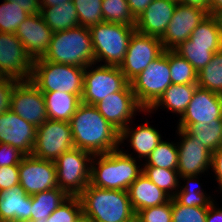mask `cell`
<instances>
[{
	"instance_id": "obj_26",
	"label": "cell",
	"mask_w": 222,
	"mask_h": 222,
	"mask_svg": "<svg viewBox=\"0 0 222 222\" xmlns=\"http://www.w3.org/2000/svg\"><path fill=\"white\" fill-rule=\"evenodd\" d=\"M197 86V84H171L146 112L157 110L163 105L171 112L174 111L173 113L182 116Z\"/></svg>"
},
{
	"instance_id": "obj_51",
	"label": "cell",
	"mask_w": 222,
	"mask_h": 222,
	"mask_svg": "<svg viewBox=\"0 0 222 222\" xmlns=\"http://www.w3.org/2000/svg\"><path fill=\"white\" fill-rule=\"evenodd\" d=\"M72 0H40V8L52 7Z\"/></svg>"
},
{
	"instance_id": "obj_25",
	"label": "cell",
	"mask_w": 222,
	"mask_h": 222,
	"mask_svg": "<svg viewBox=\"0 0 222 222\" xmlns=\"http://www.w3.org/2000/svg\"><path fill=\"white\" fill-rule=\"evenodd\" d=\"M47 109V118L50 120L69 122L78 106L82 103V95L66 92H42Z\"/></svg>"
},
{
	"instance_id": "obj_22",
	"label": "cell",
	"mask_w": 222,
	"mask_h": 222,
	"mask_svg": "<svg viewBox=\"0 0 222 222\" xmlns=\"http://www.w3.org/2000/svg\"><path fill=\"white\" fill-rule=\"evenodd\" d=\"M31 205V195H28L20 184L0 191V220L19 219L30 222Z\"/></svg>"
},
{
	"instance_id": "obj_35",
	"label": "cell",
	"mask_w": 222,
	"mask_h": 222,
	"mask_svg": "<svg viewBox=\"0 0 222 222\" xmlns=\"http://www.w3.org/2000/svg\"><path fill=\"white\" fill-rule=\"evenodd\" d=\"M181 179L183 178L184 180H187V185L182 186V189L177 190L176 194L174 195L173 199L181 205L184 206H194V207H209L214 200L210 199L211 197L205 196L206 193L204 191L202 192L203 189H201V186H193L194 184H191L193 179L198 178L197 176H183L180 177ZM194 187V188H193ZM196 189V190H195Z\"/></svg>"
},
{
	"instance_id": "obj_43",
	"label": "cell",
	"mask_w": 222,
	"mask_h": 222,
	"mask_svg": "<svg viewBox=\"0 0 222 222\" xmlns=\"http://www.w3.org/2000/svg\"><path fill=\"white\" fill-rule=\"evenodd\" d=\"M18 80L4 77L0 81V114L10 110L11 96Z\"/></svg>"
},
{
	"instance_id": "obj_20",
	"label": "cell",
	"mask_w": 222,
	"mask_h": 222,
	"mask_svg": "<svg viewBox=\"0 0 222 222\" xmlns=\"http://www.w3.org/2000/svg\"><path fill=\"white\" fill-rule=\"evenodd\" d=\"M16 37L33 59L42 57L48 50L53 32L39 14L30 15L18 27Z\"/></svg>"
},
{
	"instance_id": "obj_34",
	"label": "cell",
	"mask_w": 222,
	"mask_h": 222,
	"mask_svg": "<svg viewBox=\"0 0 222 222\" xmlns=\"http://www.w3.org/2000/svg\"><path fill=\"white\" fill-rule=\"evenodd\" d=\"M169 67L172 84H197L198 73L175 50H169Z\"/></svg>"
},
{
	"instance_id": "obj_32",
	"label": "cell",
	"mask_w": 222,
	"mask_h": 222,
	"mask_svg": "<svg viewBox=\"0 0 222 222\" xmlns=\"http://www.w3.org/2000/svg\"><path fill=\"white\" fill-rule=\"evenodd\" d=\"M178 159L177 144L162 140L147 157V162L144 164V167H159L177 170Z\"/></svg>"
},
{
	"instance_id": "obj_54",
	"label": "cell",
	"mask_w": 222,
	"mask_h": 222,
	"mask_svg": "<svg viewBox=\"0 0 222 222\" xmlns=\"http://www.w3.org/2000/svg\"><path fill=\"white\" fill-rule=\"evenodd\" d=\"M75 222H93L88 216L81 213L78 218L75 220Z\"/></svg>"
},
{
	"instance_id": "obj_3",
	"label": "cell",
	"mask_w": 222,
	"mask_h": 222,
	"mask_svg": "<svg viewBox=\"0 0 222 222\" xmlns=\"http://www.w3.org/2000/svg\"><path fill=\"white\" fill-rule=\"evenodd\" d=\"M135 159L120 148L93 155L89 184L103 189L128 191L130 185L142 174V168L139 169Z\"/></svg>"
},
{
	"instance_id": "obj_1",
	"label": "cell",
	"mask_w": 222,
	"mask_h": 222,
	"mask_svg": "<svg viewBox=\"0 0 222 222\" xmlns=\"http://www.w3.org/2000/svg\"><path fill=\"white\" fill-rule=\"evenodd\" d=\"M74 148L92 155L117 150L120 132L115 129L94 105L81 103L69 121Z\"/></svg>"
},
{
	"instance_id": "obj_36",
	"label": "cell",
	"mask_w": 222,
	"mask_h": 222,
	"mask_svg": "<svg viewBox=\"0 0 222 222\" xmlns=\"http://www.w3.org/2000/svg\"><path fill=\"white\" fill-rule=\"evenodd\" d=\"M103 21L124 25H136L127 0H102Z\"/></svg>"
},
{
	"instance_id": "obj_42",
	"label": "cell",
	"mask_w": 222,
	"mask_h": 222,
	"mask_svg": "<svg viewBox=\"0 0 222 222\" xmlns=\"http://www.w3.org/2000/svg\"><path fill=\"white\" fill-rule=\"evenodd\" d=\"M136 222H172V198L163 205L140 210Z\"/></svg>"
},
{
	"instance_id": "obj_9",
	"label": "cell",
	"mask_w": 222,
	"mask_h": 222,
	"mask_svg": "<svg viewBox=\"0 0 222 222\" xmlns=\"http://www.w3.org/2000/svg\"><path fill=\"white\" fill-rule=\"evenodd\" d=\"M74 148L70 123L47 119L36 129L32 156L55 161L61 154Z\"/></svg>"
},
{
	"instance_id": "obj_6",
	"label": "cell",
	"mask_w": 222,
	"mask_h": 222,
	"mask_svg": "<svg viewBox=\"0 0 222 222\" xmlns=\"http://www.w3.org/2000/svg\"><path fill=\"white\" fill-rule=\"evenodd\" d=\"M95 63L103 61L104 65L120 66L135 26L102 22L89 28Z\"/></svg>"
},
{
	"instance_id": "obj_15",
	"label": "cell",
	"mask_w": 222,
	"mask_h": 222,
	"mask_svg": "<svg viewBox=\"0 0 222 222\" xmlns=\"http://www.w3.org/2000/svg\"><path fill=\"white\" fill-rule=\"evenodd\" d=\"M10 110L36 128L48 119L44 95L30 80L16 83Z\"/></svg>"
},
{
	"instance_id": "obj_8",
	"label": "cell",
	"mask_w": 222,
	"mask_h": 222,
	"mask_svg": "<svg viewBox=\"0 0 222 222\" xmlns=\"http://www.w3.org/2000/svg\"><path fill=\"white\" fill-rule=\"evenodd\" d=\"M92 157L91 153L78 148L61 154L54 161L58 187L69 196H79L90 183Z\"/></svg>"
},
{
	"instance_id": "obj_11",
	"label": "cell",
	"mask_w": 222,
	"mask_h": 222,
	"mask_svg": "<svg viewBox=\"0 0 222 222\" xmlns=\"http://www.w3.org/2000/svg\"><path fill=\"white\" fill-rule=\"evenodd\" d=\"M163 52L164 48L160 38L135 31L119 68L130 83Z\"/></svg>"
},
{
	"instance_id": "obj_28",
	"label": "cell",
	"mask_w": 222,
	"mask_h": 222,
	"mask_svg": "<svg viewBox=\"0 0 222 222\" xmlns=\"http://www.w3.org/2000/svg\"><path fill=\"white\" fill-rule=\"evenodd\" d=\"M190 45L209 46L211 51L222 49V28L213 15H208L191 33Z\"/></svg>"
},
{
	"instance_id": "obj_33",
	"label": "cell",
	"mask_w": 222,
	"mask_h": 222,
	"mask_svg": "<svg viewBox=\"0 0 222 222\" xmlns=\"http://www.w3.org/2000/svg\"><path fill=\"white\" fill-rule=\"evenodd\" d=\"M142 173L170 198L174 197L177 192L176 188L180 186L178 180L180 176L177 170L159 167H144L142 168ZM173 190H175V192Z\"/></svg>"
},
{
	"instance_id": "obj_41",
	"label": "cell",
	"mask_w": 222,
	"mask_h": 222,
	"mask_svg": "<svg viewBox=\"0 0 222 222\" xmlns=\"http://www.w3.org/2000/svg\"><path fill=\"white\" fill-rule=\"evenodd\" d=\"M208 207L184 206L172 198V222H206Z\"/></svg>"
},
{
	"instance_id": "obj_45",
	"label": "cell",
	"mask_w": 222,
	"mask_h": 222,
	"mask_svg": "<svg viewBox=\"0 0 222 222\" xmlns=\"http://www.w3.org/2000/svg\"><path fill=\"white\" fill-rule=\"evenodd\" d=\"M19 184V165L0 167V191Z\"/></svg>"
},
{
	"instance_id": "obj_37",
	"label": "cell",
	"mask_w": 222,
	"mask_h": 222,
	"mask_svg": "<svg viewBox=\"0 0 222 222\" xmlns=\"http://www.w3.org/2000/svg\"><path fill=\"white\" fill-rule=\"evenodd\" d=\"M174 50L184 57L197 73L211 61L214 54V52L209 49V46L190 45V39L182 42Z\"/></svg>"
},
{
	"instance_id": "obj_18",
	"label": "cell",
	"mask_w": 222,
	"mask_h": 222,
	"mask_svg": "<svg viewBox=\"0 0 222 222\" xmlns=\"http://www.w3.org/2000/svg\"><path fill=\"white\" fill-rule=\"evenodd\" d=\"M222 119V94L196 87L192 99L179 119L177 129L189 125Z\"/></svg>"
},
{
	"instance_id": "obj_48",
	"label": "cell",
	"mask_w": 222,
	"mask_h": 222,
	"mask_svg": "<svg viewBox=\"0 0 222 222\" xmlns=\"http://www.w3.org/2000/svg\"><path fill=\"white\" fill-rule=\"evenodd\" d=\"M153 0H127L129 9L135 19L149 6Z\"/></svg>"
},
{
	"instance_id": "obj_52",
	"label": "cell",
	"mask_w": 222,
	"mask_h": 222,
	"mask_svg": "<svg viewBox=\"0 0 222 222\" xmlns=\"http://www.w3.org/2000/svg\"><path fill=\"white\" fill-rule=\"evenodd\" d=\"M222 7V0H211V15Z\"/></svg>"
},
{
	"instance_id": "obj_21",
	"label": "cell",
	"mask_w": 222,
	"mask_h": 222,
	"mask_svg": "<svg viewBox=\"0 0 222 222\" xmlns=\"http://www.w3.org/2000/svg\"><path fill=\"white\" fill-rule=\"evenodd\" d=\"M177 3L174 0H153L136 19V31L161 39L172 19Z\"/></svg>"
},
{
	"instance_id": "obj_12",
	"label": "cell",
	"mask_w": 222,
	"mask_h": 222,
	"mask_svg": "<svg viewBox=\"0 0 222 222\" xmlns=\"http://www.w3.org/2000/svg\"><path fill=\"white\" fill-rule=\"evenodd\" d=\"M34 59L14 33L0 32V73L18 81L30 80Z\"/></svg>"
},
{
	"instance_id": "obj_30",
	"label": "cell",
	"mask_w": 222,
	"mask_h": 222,
	"mask_svg": "<svg viewBox=\"0 0 222 222\" xmlns=\"http://www.w3.org/2000/svg\"><path fill=\"white\" fill-rule=\"evenodd\" d=\"M185 131L212 153L222 147V119L191 124Z\"/></svg>"
},
{
	"instance_id": "obj_24",
	"label": "cell",
	"mask_w": 222,
	"mask_h": 222,
	"mask_svg": "<svg viewBox=\"0 0 222 222\" xmlns=\"http://www.w3.org/2000/svg\"><path fill=\"white\" fill-rule=\"evenodd\" d=\"M130 128L131 127L127 125L120 132V145L130 136V140L128 141H130L131 148L138 154V158L147 159L151 152L162 141L161 135L158 130L149 126L147 122L141 126H137L135 130Z\"/></svg>"
},
{
	"instance_id": "obj_10",
	"label": "cell",
	"mask_w": 222,
	"mask_h": 222,
	"mask_svg": "<svg viewBox=\"0 0 222 222\" xmlns=\"http://www.w3.org/2000/svg\"><path fill=\"white\" fill-rule=\"evenodd\" d=\"M91 67L92 65L85 67L81 97V102L84 104L95 105L109 94L121 91L129 83L119 66L100 64L95 69Z\"/></svg>"
},
{
	"instance_id": "obj_50",
	"label": "cell",
	"mask_w": 222,
	"mask_h": 222,
	"mask_svg": "<svg viewBox=\"0 0 222 222\" xmlns=\"http://www.w3.org/2000/svg\"><path fill=\"white\" fill-rule=\"evenodd\" d=\"M215 207L214 203L208 207L206 222H222V209Z\"/></svg>"
},
{
	"instance_id": "obj_44",
	"label": "cell",
	"mask_w": 222,
	"mask_h": 222,
	"mask_svg": "<svg viewBox=\"0 0 222 222\" xmlns=\"http://www.w3.org/2000/svg\"><path fill=\"white\" fill-rule=\"evenodd\" d=\"M24 156L17 148L9 144L0 143V167L19 165Z\"/></svg>"
},
{
	"instance_id": "obj_16",
	"label": "cell",
	"mask_w": 222,
	"mask_h": 222,
	"mask_svg": "<svg viewBox=\"0 0 222 222\" xmlns=\"http://www.w3.org/2000/svg\"><path fill=\"white\" fill-rule=\"evenodd\" d=\"M208 15L209 13L201 8L177 3L167 30L161 38L164 50H174L188 40L192 31Z\"/></svg>"
},
{
	"instance_id": "obj_23",
	"label": "cell",
	"mask_w": 222,
	"mask_h": 222,
	"mask_svg": "<svg viewBox=\"0 0 222 222\" xmlns=\"http://www.w3.org/2000/svg\"><path fill=\"white\" fill-rule=\"evenodd\" d=\"M128 194L136 214L142 209L163 205L171 199L143 173L130 185Z\"/></svg>"
},
{
	"instance_id": "obj_19",
	"label": "cell",
	"mask_w": 222,
	"mask_h": 222,
	"mask_svg": "<svg viewBox=\"0 0 222 222\" xmlns=\"http://www.w3.org/2000/svg\"><path fill=\"white\" fill-rule=\"evenodd\" d=\"M36 127L11 110L0 114V143L9 144L24 155H31L36 140Z\"/></svg>"
},
{
	"instance_id": "obj_14",
	"label": "cell",
	"mask_w": 222,
	"mask_h": 222,
	"mask_svg": "<svg viewBox=\"0 0 222 222\" xmlns=\"http://www.w3.org/2000/svg\"><path fill=\"white\" fill-rule=\"evenodd\" d=\"M100 114L119 132H121L132 120L136 111L146 112L137 102L128 83L121 91L109 94L94 105Z\"/></svg>"
},
{
	"instance_id": "obj_31",
	"label": "cell",
	"mask_w": 222,
	"mask_h": 222,
	"mask_svg": "<svg viewBox=\"0 0 222 222\" xmlns=\"http://www.w3.org/2000/svg\"><path fill=\"white\" fill-rule=\"evenodd\" d=\"M197 85L222 94V49L215 52L211 61L198 72Z\"/></svg>"
},
{
	"instance_id": "obj_40",
	"label": "cell",
	"mask_w": 222,
	"mask_h": 222,
	"mask_svg": "<svg viewBox=\"0 0 222 222\" xmlns=\"http://www.w3.org/2000/svg\"><path fill=\"white\" fill-rule=\"evenodd\" d=\"M82 213V206L78 196H70L51 215L43 220H31L30 222H75Z\"/></svg>"
},
{
	"instance_id": "obj_53",
	"label": "cell",
	"mask_w": 222,
	"mask_h": 222,
	"mask_svg": "<svg viewBox=\"0 0 222 222\" xmlns=\"http://www.w3.org/2000/svg\"><path fill=\"white\" fill-rule=\"evenodd\" d=\"M213 16L216 18L218 24L220 25V27L222 28V7L219 8L214 14Z\"/></svg>"
},
{
	"instance_id": "obj_13",
	"label": "cell",
	"mask_w": 222,
	"mask_h": 222,
	"mask_svg": "<svg viewBox=\"0 0 222 222\" xmlns=\"http://www.w3.org/2000/svg\"><path fill=\"white\" fill-rule=\"evenodd\" d=\"M19 184L28 195L58 187L55 162L25 155L19 164Z\"/></svg>"
},
{
	"instance_id": "obj_47",
	"label": "cell",
	"mask_w": 222,
	"mask_h": 222,
	"mask_svg": "<svg viewBox=\"0 0 222 222\" xmlns=\"http://www.w3.org/2000/svg\"><path fill=\"white\" fill-rule=\"evenodd\" d=\"M11 1L21 6L29 15H36L40 13V0H6Z\"/></svg>"
},
{
	"instance_id": "obj_56",
	"label": "cell",
	"mask_w": 222,
	"mask_h": 222,
	"mask_svg": "<svg viewBox=\"0 0 222 222\" xmlns=\"http://www.w3.org/2000/svg\"><path fill=\"white\" fill-rule=\"evenodd\" d=\"M4 78V76L0 73V81Z\"/></svg>"
},
{
	"instance_id": "obj_38",
	"label": "cell",
	"mask_w": 222,
	"mask_h": 222,
	"mask_svg": "<svg viewBox=\"0 0 222 222\" xmlns=\"http://www.w3.org/2000/svg\"><path fill=\"white\" fill-rule=\"evenodd\" d=\"M29 16L18 4L4 0L0 5V32L15 34L19 25Z\"/></svg>"
},
{
	"instance_id": "obj_4",
	"label": "cell",
	"mask_w": 222,
	"mask_h": 222,
	"mask_svg": "<svg viewBox=\"0 0 222 222\" xmlns=\"http://www.w3.org/2000/svg\"><path fill=\"white\" fill-rule=\"evenodd\" d=\"M45 61L85 68L95 64L89 28L77 26L53 33L48 50L41 57Z\"/></svg>"
},
{
	"instance_id": "obj_2",
	"label": "cell",
	"mask_w": 222,
	"mask_h": 222,
	"mask_svg": "<svg viewBox=\"0 0 222 222\" xmlns=\"http://www.w3.org/2000/svg\"><path fill=\"white\" fill-rule=\"evenodd\" d=\"M82 213L93 222H135L128 191L109 190L88 185L78 196Z\"/></svg>"
},
{
	"instance_id": "obj_39",
	"label": "cell",
	"mask_w": 222,
	"mask_h": 222,
	"mask_svg": "<svg viewBox=\"0 0 222 222\" xmlns=\"http://www.w3.org/2000/svg\"><path fill=\"white\" fill-rule=\"evenodd\" d=\"M77 11L79 25L90 28L102 23V0H72Z\"/></svg>"
},
{
	"instance_id": "obj_46",
	"label": "cell",
	"mask_w": 222,
	"mask_h": 222,
	"mask_svg": "<svg viewBox=\"0 0 222 222\" xmlns=\"http://www.w3.org/2000/svg\"><path fill=\"white\" fill-rule=\"evenodd\" d=\"M211 168L213 169L217 177L216 180L222 190V147L212 153Z\"/></svg>"
},
{
	"instance_id": "obj_29",
	"label": "cell",
	"mask_w": 222,
	"mask_h": 222,
	"mask_svg": "<svg viewBox=\"0 0 222 222\" xmlns=\"http://www.w3.org/2000/svg\"><path fill=\"white\" fill-rule=\"evenodd\" d=\"M31 197V220H43L44 217L48 218L70 196L59 187H56L48 191L33 194Z\"/></svg>"
},
{
	"instance_id": "obj_55",
	"label": "cell",
	"mask_w": 222,
	"mask_h": 222,
	"mask_svg": "<svg viewBox=\"0 0 222 222\" xmlns=\"http://www.w3.org/2000/svg\"><path fill=\"white\" fill-rule=\"evenodd\" d=\"M0 222H26V221H22L19 219H5V220H0Z\"/></svg>"
},
{
	"instance_id": "obj_27",
	"label": "cell",
	"mask_w": 222,
	"mask_h": 222,
	"mask_svg": "<svg viewBox=\"0 0 222 222\" xmlns=\"http://www.w3.org/2000/svg\"><path fill=\"white\" fill-rule=\"evenodd\" d=\"M40 15L53 33L79 26L77 11L72 1L41 8Z\"/></svg>"
},
{
	"instance_id": "obj_5",
	"label": "cell",
	"mask_w": 222,
	"mask_h": 222,
	"mask_svg": "<svg viewBox=\"0 0 222 222\" xmlns=\"http://www.w3.org/2000/svg\"><path fill=\"white\" fill-rule=\"evenodd\" d=\"M85 68L34 59L30 81L41 92H66L82 95Z\"/></svg>"
},
{
	"instance_id": "obj_17",
	"label": "cell",
	"mask_w": 222,
	"mask_h": 222,
	"mask_svg": "<svg viewBox=\"0 0 222 222\" xmlns=\"http://www.w3.org/2000/svg\"><path fill=\"white\" fill-rule=\"evenodd\" d=\"M177 131V134L182 137L177 144L179 176H198L204 173L211 166L212 152L185 130L177 129Z\"/></svg>"
},
{
	"instance_id": "obj_7",
	"label": "cell",
	"mask_w": 222,
	"mask_h": 222,
	"mask_svg": "<svg viewBox=\"0 0 222 222\" xmlns=\"http://www.w3.org/2000/svg\"><path fill=\"white\" fill-rule=\"evenodd\" d=\"M130 84L137 102L145 110H148L172 84L169 67V50H164Z\"/></svg>"
},
{
	"instance_id": "obj_49",
	"label": "cell",
	"mask_w": 222,
	"mask_h": 222,
	"mask_svg": "<svg viewBox=\"0 0 222 222\" xmlns=\"http://www.w3.org/2000/svg\"><path fill=\"white\" fill-rule=\"evenodd\" d=\"M179 4L198 7L206 10L211 15V0H179Z\"/></svg>"
}]
</instances>
